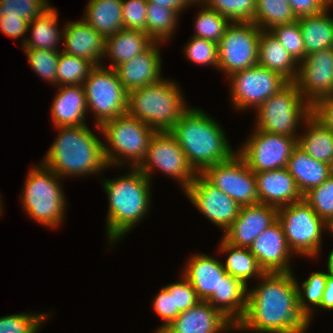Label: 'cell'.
Returning a JSON list of instances; mask_svg holds the SVG:
<instances>
[{"label": "cell", "mask_w": 333, "mask_h": 333, "mask_svg": "<svg viewBox=\"0 0 333 333\" xmlns=\"http://www.w3.org/2000/svg\"><path fill=\"white\" fill-rule=\"evenodd\" d=\"M294 272L265 273L248 290L244 317L235 330L256 333H306L309 324L298 306Z\"/></svg>", "instance_id": "1"}, {"label": "cell", "mask_w": 333, "mask_h": 333, "mask_svg": "<svg viewBox=\"0 0 333 333\" xmlns=\"http://www.w3.org/2000/svg\"><path fill=\"white\" fill-rule=\"evenodd\" d=\"M169 133L177 140L197 174L236 153L222 126L199 108L188 107Z\"/></svg>", "instance_id": "2"}, {"label": "cell", "mask_w": 333, "mask_h": 333, "mask_svg": "<svg viewBox=\"0 0 333 333\" xmlns=\"http://www.w3.org/2000/svg\"><path fill=\"white\" fill-rule=\"evenodd\" d=\"M58 137L46 152L43 161L60 178L97 175L109 168L104 142L87 125L56 127Z\"/></svg>", "instance_id": "3"}, {"label": "cell", "mask_w": 333, "mask_h": 333, "mask_svg": "<svg viewBox=\"0 0 333 333\" xmlns=\"http://www.w3.org/2000/svg\"><path fill=\"white\" fill-rule=\"evenodd\" d=\"M126 175L103 180L108 196L106 236L110 245L125 237L146 216L151 201V180L138 168Z\"/></svg>", "instance_id": "4"}, {"label": "cell", "mask_w": 333, "mask_h": 333, "mask_svg": "<svg viewBox=\"0 0 333 333\" xmlns=\"http://www.w3.org/2000/svg\"><path fill=\"white\" fill-rule=\"evenodd\" d=\"M170 79L128 92L127 113L156 132L169 131L188 109L183 92Z\"/></svg>", "instance_id": "5"}, {"label": "cell", "mask_w": 333, "mask_h": 333, "mask_svg": "<svg viewBox=\"0 0 333 333\" xmlns=\"http://www.w3.org/2000/svg\"><path fill=\"white\" fill-rule=\"evenodd\" d=\"M57 176L42 162L29 170L21 195L22 207L30 219L51 229L65 218L66 195Z\"/></svg>", "instance_id": "6"}, {"label": "cell", "mask_w": 333, "mask_h": 333, "mask_svg": "<svg viewBox=\"0 0 333 333\" xmlns=\"http://www.w3.org/2000/svg\"><path fill=\"white\" fill-rule=\"evenodd\" d=\"M97 129L105 137L104 154L109 167L127 164L126 167L137 168L145 158L149 142L156 132L128 113L104 122Z\"/></svg>", "instance_id": "7"}, {"label": "cell", "mask_w": 333, "mask_h": 333, "mask_svg": "<svg viewBox=\"0 0 333 333\" xmlns=\"http://www.w3.org/2000/svg\"><path fill=\"white\" fill-rule=\"evenodd\" d=\"M255 112V129L299 137L296 129L312 115V106L303 98L295 83L289 82L263 102Z\"/></svg>", "instance_id": "8"}, {"label": "cell", "mask_w": 333, "mask_h": 333, "mask_svg": "<svg viewBox=\"0 0 333 333\" xmlns=\"http://www.w3.org/2000/svg\"><path fill=\"white\" fill-rule=\"evenodd\" d=\"M278 221L294 254L314 258L321 253L325 222L304 199L279 208Z\"/></svg>", "instance_id": "9"}, {"label": "cell", "mask_w": 333, "mask_h": 333, "mask_svg": "<svg viewBox=\"0 0 333 333\" xmlns=\"http://www.w3.org/2000/svg\"><path fill=\"white\" fill-rule=\"evenodd\" d=\"M102 65L94 66L83 83L87 109L94 113L95 127L127 113L128 92L116 71Z\"/></svg>", "instance_id": "10"}, {"label": "cell", "mask_w": 333, "mask_h": 333, "mask_svg": "<svg viewBox=\"0 0 333 333\" xmlns=\"http://www.w3.org/2000/svg\"><path fill=\"white\" fill-rule=\"evenodd\" d=\"M261 31L253 22L231 23L218 43V70L228 78L257 65Z\"/></svg>", "instance_id": "11"}, {"label": "cell", "mask_w": 333, "mask_h": 333, "mask_svg": "<svg viewBox=\"0 0 333 333\" xmlns=\"http://www.w3.org/2000/svg\"><path fill=\"white\" fill-rule=\"evenodd\" d=\"M150 180L156 169L176 179L185 191L197 173L189 164L185 153L169 131L155 132L152 136L145 158L137 167Z\"/></svg>", "instance_id": "12"}, {"label": "cell", "mask_w": 333, "mask_h": 333, "mask_svg": "<svg viewBox=\"0 0 333 333\" xmlns=\"http://www.w3.org/2000/svg\"><path fill=\"white\" fill-rule=\"evenodd\" d=\"M232 105L243 111L256 110L263 102L284 88L289 81L281 74L255 65L229 76Z\"/></svg>", "instance_id": "13"}, {"label": "cell", "mask_w": 333, "mask_h": 333, "mask_svg": "<svg viewBox=\"0 0 333 333\" xmlns=\"http://www.w3.org/2000/svg\"><path fill=\"white\" fill-rule=\"evenodd\" d=\"M254 130L236 151L247 166L254 173L286 167L298 137Z\"/></svg>", "instance_id": "14"}, {"label": "cell", "mask_w": 333, "mask_h": 333, "mask_svg": "<svg viewBox=\"0 0 333 333\" xmlns=\"http://www.w3.org/2000/svg\"><path fill=\"white\" fill-rule=\"evenodd\" d=\"M201 175L240 206L259 204L255 173L237 152L230 159L208 167Z\"/></svg>", "instance_id": "15"}, {"label": "cell", "mask_w": 333, "mask_h": 333, "mask_svg": "<svg viewBox=\"0 0 333 333\" xmlns=\"http://www.w3.org/2000/svg\"><path fill=\"white\" fill-rule=\"evenodd\" d=\"M184 193L200 213L224 232L238 217L241 206L201 174H197Z\"/></svg>", "instance_id": "16"}, {"label": "cell", "mask_w": 333, "mask_h": 333, "mask_svg": "<svg viewBox=\"0 0 333 333\" xmlns=\"http://www.w3.org/2000/svg\"><path fill=\"white\" fill-rule=\"evenodd\" d=\"M298 66L294 83L311 106L323 97L333 96V47L306 55Z\"/></svg>", "instance_id": "17"}, {"label": "cell", "mask_w": 333, "mask_h": 333, "mask_svg": "<svg viewBox=\"0 0 333 333\" xmlns=\"http://www.w3.org/2000/svg\"><path fill=\"white\" fill-rule=\"evenodd\" d=\"M249 249L265 273L293 272L289 263L294 253L278 220L263 230Z\"/></svg>", "instance_id": "18"}, {"label": "cell", "mask_w": 333, "mask_h": 333, "mask_svg": "<svg viewBox=\"0 0 333 333\" xmlns=\"http://www.w3.org/2000/svg\"><path fill=\"white\" fill-rule=\"evenodd\" d=\"M278 220V209L266 204L241 206L238 217L223 238L234 246L249 248L258 235Z\"/></svg>", "instance_id": "19"}, {"label": "cell", "mask_w": 333, "mask_h": 333, "mask_svg": "<svg viewBox=\"0 0 333 333\" xmlns=\"http://www.w3.org/2000/svg\"><path fill=\"white\" fill-rule=\"evenodd\" d=\"M235 330V325L207 301L180 313L161 333H225Z\"/></svg>", "instance_id": "20"}, {"label": "cell", "mask_w": 333, "mask_h": 333, "mask_svg": "<svg viewBox=\"0 0 333 333\" xmlns=\"http://www.w3.org/2000/svg\"><path fill=\"white\" fill-rule=\"evenodd\" d=\"M159 45L160 42H154L146 51L114 68L127 92L155 84L163 78Z\"/></svg>", "instance_id": "21"}, {"label": "cell", "mask_w": 333, "mask_h": 333, "mask_svg": "<svg viewBox=\"0 0 333 333\" xmlns=\"http://www.w3.org/2000/svg\"><path fill=\"white\" fill-rule=\"evenodd\" d=\"M256 186L260 204L277 209L303 199L295 179L286 167L256 172Z\"/></svg>", "instance_id": "22"}, {"label": "cell", "mask_w": 333, "mask_h": 333, "mask_svg": "<svg viewBox=\"0 0 333 333\" xmlns=\"http://www.w3.org/2000/svg\"><path fill=\"white\" fill-rule=\"evenodd\" d=\"M63 52L85 58L94 66L102 65L105 55V38L83 19L69 21L63 28ZM102 60V61H101Z\"/></svg>", "instance_id": "23"}, {"label": "cell", "mask_w": 333, "mask_h": 333, "mask_svg": "<svg viewBox=\"0 0 333 333\" xmlns=\"http://www.w3.org/2000/svg\"><path fill=\"white\" fill-rule=\"evenodd\" d=\"M182 275L195 289L197 297L205 301L213 292H217L223 276L227 273L223 263L205 253L190 256Z\"/></svg>", "instance_id": "24"}, {"label": "cell", "mask_w": 333, "mask_h": 333, "mask_svg": "<svg viewBox=\"0 0 333 333\" xmlns=\"http://www.w3.org/2000/svg\"><path fill=\"white\" fill-rule=\"evenodd\" d=\"M55 127L87 125L88 112L83 85L59 86L51 107Z\"/></svg>", "instance_id": "25"}, {"label": "cell", "mask_w": 333, "mask_h": 333, "mask_svg": "<svg viewBox=\"0 0 333 333\" xmlns=\"http://www.w3.org/2000/svg\"><path fill=\"white\" fill-rule=\"evenodd\" d=\"M247 294L248 287L241 280L226 273L217 292H213L205 301L236 326L246 312Z\"/></svg>", "instance_id": "26"}, {"label": "cell", "mask_w": 333, "mask_h": 333, "mask_svg": "<svg viewBox=\"0 0 333 333\" xmlns=\"http://www.w3.org/2000/svg\"><path fill=\"white\" fill-rule=\"evenodd\" d=\"M286 169L295 179L302 195L331 176L329 164L312 158L298 145L293 149Z\"/></svg>", "instance_id": "27"}, {"label": "cell", "mask_w": 333, "mask_h": 333, "mask_svg": "<svg viewBox=\"0 0 333 333\" xmlns=\"http://www.w3.org/2000/svg\"><path fill=\"white\" fill-rule=\"evenodd\" d=\"M258 65L281 74L289 82H294L299 64L269 30H262L259 38Z\"/></svg>", "instance_id": "28"}, {"label": "cell", "mask_w": 333, "mask_h": 333, "mask_svg": "<svg viewBox=\"0 0 333 333\" xmlns=\"http://www.w3.org/2000/svg\"><path fill=\"white\" fill-rule=\"evenodd\" d=\"M155 41L139 30L122 29L105 39V56L112 61L109 68H115L121 63L146 51Z\"/></svg>", "instance_id": "29"}, {"label": "cell", "mask_w": 333, "mask_h": 333, "mask_svg": "<svg viewBox=\"0 0 333 333\" xmlns=\"http://www.w3.org/2000/svg\"><path fill=\"white\" fill-rule=\"evenodd\" d=\"M83 20L103 38L124 29L122 0H88Z\"/></svg>", "instance_id": "30"}, {"label": "cell", "mask_w": 333, "mask_h": 333, "mask_svg": "<svg viewBox=\"0 0 333 333\" xmlns=\"http://www.w3.org/2000/svg\"><path fill=\"white\" fill-rule=\"evenodd\" d=\"M329 7L321 13L297 18L302 35L305 54L333 47V17Z\"/></svg>", "instance_id": "31"}, {"label": "cell", "mask_w": 333, "mask_h": 333, "mask_svg": "<svg viewBox=\"0 0 333 333\" xmlns=\"http://www.w3.org/2000/svg\"><path fill=\"white\" fill-rule=\"evenodd\" d=\"M30 29L31 37L23 38L22 48L62 51L57 44L62 41L63 32L59 31L58 12L54 6L31 21L28 25V30Z\"/></svg>", "instance_id": "32"}, {"label": "cell", "mask_w": 333, "mask_h": 333, "mask_svg": "<svg viewBox=\"0 0 333 333\" xmlns=\"http://www.w3.org/2000/svg\"><path fill=\"white\" fill-rule=\"evenodd\" d=\"M219 251L227 253L224 269L228 274L241 280L248 287V280L252 277L260 278L265 274L260 267L258 260L249 248L234 246L228 243L223 237L220 241Z\"/></svg>", "instance_id": "33"}, {"label": "cell", "mask_w": 333, "mask_h": 333, "mask_svg": "<svg viewBox=\"0 0 333 333\" xmlns=\"http://www.w3.org/2000/svg\"><path fill=\"white\" fill-rule=\"evenodd\" d=\"M303 125L307 131L301 136L299 134L297 145L312 158L330 165L333 159V131L325 128L312 115Z\"/></svg>", "instance_id": "34"}, {"label": "cell", "mask_w": 333, "mask_h": 333, "mask_svg": "<svg viewBox=\"0 0 333 333\" xmlns=\"http://www.w3.org/2000/svg\"><path fill=\"white\" fill-rule=\"evenodd\" d=\"M180 14L171 8H164L153 2L147 5L146 33L155 42H168L176 31ZM172 35V36H171Z\"/></svg>", "instance_id": "35"}, {"label": "cell", "mask_w": 333, "mask_h": 333, "mask_svg": "<svg viewBox=\"0 0 333 333\" xmlns=\"http://www.w3.org/2000/svg\"><path fill=\"white\" fill-rule=\"evenodd\" d=\"M288 0H257L253 23L261 30H270L276 25L296 21Z\"/></svg>", "instance_id": "36"}, {"label": "cell", "mask_w": 333, "mask_h": 333, "mask_svg": "<svg viewBox=\"0 0 333 333\" xmlns=\"http://www.w3.org/2000/svg\"><path fill=\"white\" fill-rule=\"evenodd\" d=\"M327 274L326 272H312L308 279L303 283L297 282L298 291V306L300 311L308 320V324L311 323V318L315 313L314 308H318L321 304L322 295L325 290ZM300 285H299V284Z\"/></svg>", "instance_id": "37"}, {"label": "cell", "mask_w": 333, "mask_h": 333, "mask_svg": "<svg viewBox=\"0 0 333 333\" xmlns=\"http://www.w3.org/2000/svg\"><path fill=\"white\" fill-rule=\"evenodd\" d=\"M93 67L85 58L59 52L57 86L83 85Z\"/></svg>", "instance_id": "38"}, {"label": "cell", "mask_w": 333, "mask_h": 333, "mask_svg": "<svg viewBox=\"0 0 333 333\" xmlns=\"http://www.w3.org/2000/svg\"><path fill=\"white\" fill-rule=\"evenodd\" d=\"M201 5L195 17V33L193 36L219 43L231 22L216 10Z\"/></svg>", "instance_id": "39"}, {"label": "cell", "mask_w": 333, "mask_h": 333, "mask_svg": "<svg viewBox=\"0 0 333 333\" xmlns=\"http://www.w3.org/2000/svg\"><path fill=\"white\" fill-rule=\"evenodd\" d=\"M257 0H205L203 5L226 17L231 23L252 22Z\"/></svg>", "instance_id": "40"}, {"label": "cell", "mask_w": 333, "mask_h": 333, "mask_svg": "<svg viewBox=\"0 0 333 333\" xmlns=\"http://www.w3.org/2000/svg\"><path fill=\"white\" fill-rule=\"evenodd\" d=\"M22 49L25 55H27V60L32 70L41 77L42 80H46L50 82V84H54V86L57 85L59 52L33 48Z\"/></svg>", "instance_id": "41"}, {"label": "cell", "mask_w": 333, "mask_h": 333, "mask_svg": "<svg viewBox=\"0 0 333 333\" xmlns=\"http://www.w3.org/2000/svg\"><path fill=\"white\" fill-rule=\"evenodd\" d=\"M299 64L306 57L303 35L298 20L289 24H280L269 30Z\"/></svg>", "instance_id": "42"}, {"label": "cell", "mask_w": 333, "mask_h": 333, "mask_svg": "<svg viewBox=\"0 0 333 333\" xmlns=\"http://www.w3.org/2000/svg\"><path fill=\"white\" fill-rule=\"evenodd\" d=\"M49 313L23 312L0 317V333H38Z\"/></svg>", "instance_id": "43"}, {"label": "cell", "mask_w": 333, "mask_h": 333, "mask_svg": "<svg viewBox=\"0 0 333 333\" xmlns=\"http://www.w3.org/2000/svg\"><path fill=\"white\" fill-rule=\"evenodd\" d=\"M316 214L327 222L333 217V175L303 195Z\"/></svg>", "instance_id": "44"}, {"label": "cell", "mask_w": 333, "mask_h": 333, "mask_svg": "<svg viewBox=\"0 0 333 333\" xmlns=\"http://www.w3.org/2000/svg\"><path fill=\"white\" fill-rule=\"evenodd\" d=\"M51 6L48 0H0V16H19L30 23Z\"/></svg>", "instance_id": "45"}, {"label": "cell", "mask_w": 333, "mask_h": 333, "mask_svg": "<svg viewBox=\"0 0 333 333\" xmlns=\"http://www.w3.org/2000/svg\"><path fill=\"white\" fill-rule=\"evenodd\" d=\"M191 37L183 51L186 59L198 65H211L218 69V44L203 38Z\"/></svg>", "instance_id": "46"}, {"label": "cell", "mask_w": 333, "mask_h": 333, "mask_svg": "<svg viewBox=\"0 0 333 333\" xmlns=\"http://www.w3.org/2000/svg\"><path fill=\"white\" fill-rule=\"evenodd\" d=\"M178 282L171 283L164 288L173 293L174 301V320L178 315L201 301L196 294L195 289L190 282L183 276Z\"/></svg>", "instance_id": "47"}, {"label": "cell", "mask_w": 333, "mask_h": 333, "mask_svg": "<svg viewBox=\"0 0 333 333\" xmlns=\"http://www.w3.org/2000/svg\"><path fill=\"white\" fill-rule=\"evenodd\" d=\"M147 0H122L124 29L146 32Z\"/></svg>", "instance_id": "48"}, {"label": "cell", "mask_w": 333, "mask_h": 333, "mask_svg": "<svg viewBox=\"0 0 333 333\" xmlns=\"http://www.w3.org/2000/svg\"><path fill=\"white\" fill-rule=\"evenodd\" d=\"M154 312L163 320V324L157 327L156 333H161L174 321L173 293H169L164 287L153 300Z\"/></svg>", "instance_id": "49"}, {"label": "cell", "mask_w": 333, "mask_h": 333, "mask_svg": "<svg viewBox=\"0 0 333 333\" xmlns=\"http://www.w3.org/2000/svg\"><path fill=\"white\" fill-rule=\"evenodd\" d=\"M29 22L19 16H0V31L11 38L27 35Z\"/></svg>", "instance_id": "50"}, {"label": "cell", "mask_w": 333, "mask_h": 333, "mask_svg": "<svg viewBox=\"0 0 333 333\" xmlns=\"http://www.w3.org/2000/svg\"><path fill=\"white\" fill-rule=\"evenodd\" d=\"M312 116L333 131V96L323 97L312 105Z\"/></svg>", "instance_id": "51"}, {"label": "cell", "mask_w": 333, "mask_h": 333, "mask_svg": "<svg viewBox=\"0 0 333 333\" xmlns=\"http://www.w3.org/2000/svg\"><path fill=\"white\" fill-rule=\"evenodd\" d=\"M296 18L315 15L330 7L325 0H288Z\"/></svg>", "instance_id": "52"}, {"label": "cell", "mask_w": 333, "mask_h": 333, "mask_svg": "<svg viewBox=\"0 0 333 333\" xmlns=\"http://www.w3.org/2000/svg\"><path fill=\"white\" fill-rule=\"evenodd\" d=\"M319 308L333 310V277L327 276L325 290Z\"/></svg>", "instance_id": "53"}, {"label": "cell", "mask_w": 333, "mask_h": 333, "mask_svg": "<svg viewBox=\"0 0 333 333\" xmlns=\"http://www.w3.org/2000/svg\"><path fill=\"white\" fill-rule=\"evenodd\" d=\"M147 2H153L157 5L163 6L164 8H171L176 10L180 15L182 10L192 6L187 0H147Z\"/></svg>", "instance_id": "54"}, {"label": "cell", "mask_w": 333, "mask_h": 333, "mask_svg": "<svg viewBox=\"0 0 333 333\" xmlns=\"http://www.w3.org/2000/svg\"><path fill=\"white\" fill-rule=\"evenodd\" d=\"M327 276L333 277V249L331 250L330 254L328 255L327 259Z\"/></svg>", "instance_id": "55"}, {"label": "cell", "mask_w": 333, "mask_h": 333, "mask_svg": "<svg viewBox=\"0 0 333 333\" xmlns=\"http://www.w3.org/2000/svg\"><path fill=\"white\" fill-rule=\"evenodd\" d=\"M325 228H327L330 231V233L333 234V217L330 218L327 222H325Z\"/></svg>", "instance_id": "56"}, {"label": "cell", "mask_w": 333, "mask_h": 333, "mask_svg": "<svg viewBox=\"0 0 333 333\" xmlns=\"http://www.w3.org/2000/svg\"><path fill=\"white\" fill-rule=\"evenodd\" d=\"M191 5L193 4H197V5H200V3L201 4H203L204 2H205V0H187ZM198 2V3H197Z\"/></svg>", "instance_id": "57"}, {"label": "cell", "mask_w": 333, "mask_h": 333, "mask_svg": "<svg viewBox=\"0 0 333 333\" xmlns=\"http://www.w3.org/2000/svg\"><path fill=\"white\" fill-rule=\"evenodd\" d=\"M2 206H3V204H2V201H1V195H0V216L2 215V212H3L2 211V208H3Z\"/></svg>", "instance_id": "58"}, {"label": "cell", "mask_w": 333, "mask_h": 333, "mask_svg": "<svg viewBox=\"0 0 333 333\" xmlns=\"http://www.w3.org/2000/svg\"><path fill=\"white\" fill-rule=\"evenodd\" d=\"M330 170H331V175H333V159H332L331 164H330Z\"/></svg>", "instance_id": "59"}, {"label": "cell", "mask_w": 333, "mask_h": 333, "mask_svg": "<svg viewBox=\"0 0 333 333\" xmlns=\"http://www.w3.org/2000/svg\"><path fill=\"white\" fill-rule=\"evenodd\" d=\"M329 5H331L332 6V4H333V0H325Z\"/></svg>", "instance_id": "60"}]
</instances>
